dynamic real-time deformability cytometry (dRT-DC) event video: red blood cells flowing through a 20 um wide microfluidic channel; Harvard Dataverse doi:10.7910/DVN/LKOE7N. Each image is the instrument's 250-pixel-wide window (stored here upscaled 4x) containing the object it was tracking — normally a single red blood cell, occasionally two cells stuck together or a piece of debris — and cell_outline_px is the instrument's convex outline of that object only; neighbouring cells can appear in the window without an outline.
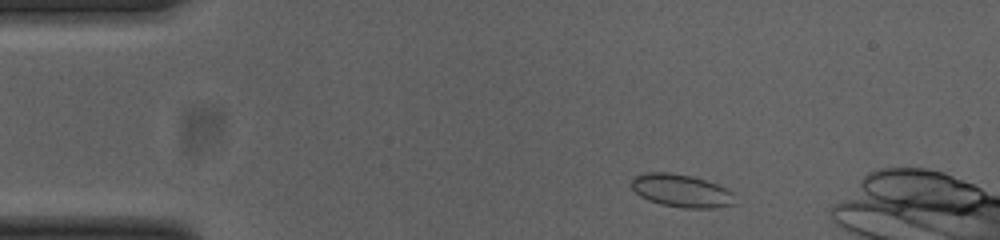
{"species": "common noctule bat (a hibernating species)", "species_latin": "Nyctalus noctula", "temperature_condition": "cold", "stored_images_in_passage": 46, "camera_frame_rate_fps": 3000, "um_per_image_px": 0.085, "animal": {"sex": "female", "body_mass_g": 23.0, "forearm_length_mm": 53.4}, "frame": {"image": 1, "passage_image": 1, "time_ms": 0.0, "image_size_px": [1000, 240], "cell_outline_px": [[732, 204], [716, 208], [684, 208], [660, 204], [648, 200], [640, 196], [632, 188], [632, 180], [636, 176], [644, 172], [672, 172], [692, 176], [716, 184], [732, 192]], "centroid_in_image_um": [57.86, 16.2], "position_along_channel_um": 27.1, "area_um2": 19.59}}
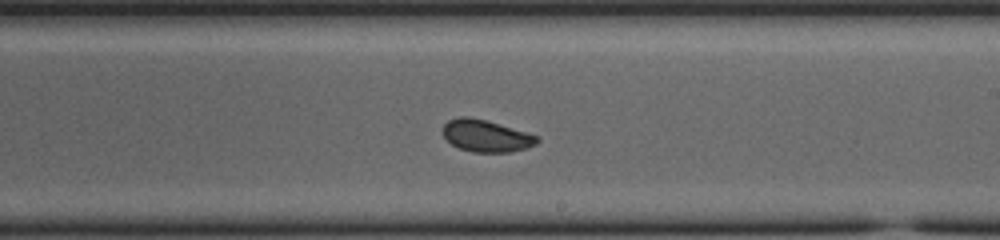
{"frame": {"image": 2, "passage_image": 23, "time_ms": 7.333, "image_size_px": [1000, 240], "cell_outline_px": [[540, 140], [536, 144], [528, 148], [508, 152], [472, 152], [460, 148], [452, 144], [444, 136], [444, 124], [448, 120], [460, 116], [468, 116], [484, 120], [540, 136]], "centroid_in_image_um": [41.35, 11.55], "position_along_channel_um": 247.7, "area_um2": 17.4}}
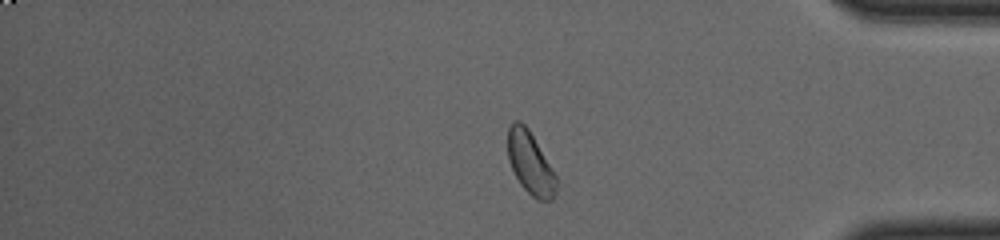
{"frame": {"image": 3, "passage_image": 36, "time_ms": 11.667, "image_size_px": [1000, 240], "cell_outline_px": [[556, 192], [552, 200], [536, 200], [520, 184], [508, 160], [508, 128], [512, 120], [520, 120], [528, 128], [556, 176]], "centroid_in_image_um": [45.05, 13.85], "position_along_channel_um": 390.1, "area_um2": 17.46}, "authors_computed_cell_mechanics": {"area_um2": 18.1492, "velocity_mm_per_s": 3.8292, "shape_relaxation_time_tau1_ms": null, "shape_relaxation_time_tau2_ms": 1.4352, "deformation_change_tau1": null, "deformation_change_tau2": 0.0486}}